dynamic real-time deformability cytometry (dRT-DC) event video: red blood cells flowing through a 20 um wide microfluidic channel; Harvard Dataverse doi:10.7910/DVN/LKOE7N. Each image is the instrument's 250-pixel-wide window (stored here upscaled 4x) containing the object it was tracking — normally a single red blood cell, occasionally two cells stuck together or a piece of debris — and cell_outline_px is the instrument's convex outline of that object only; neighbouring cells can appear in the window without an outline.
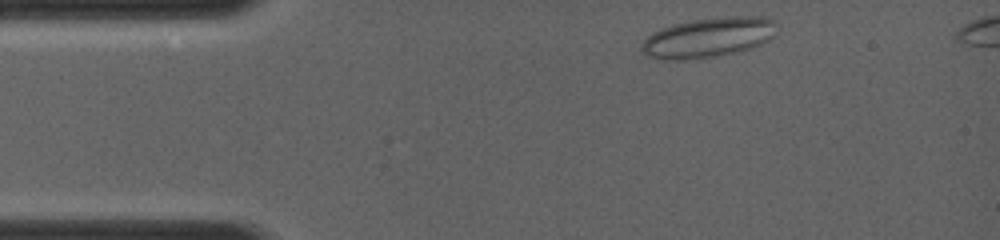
{"species": "common noctule bat (a hibernating species)", "species_latin": "Nyctalus noctula", "temperature_condition": "room temperature", "stored_images_in_passage": 5, "camera_frame_rate_fps": 4000, "um_per_image_px": 0.085, "animal": {"sex": "female", "body_mass_g": 19.0, "forearm_length_mm": 56.7}, "frame": {"image": 1, "passage_image": 1, "time_ms": 0.0, "image_size_px": [1000, 240], "cell_outline_px": [[780, 24], [776, 36], [752, 48], [720, 56], [680, 60], [664, 60], [644, 56], [640, 52], [640, 44], [652, 32], [672, 24], [692, 20], [732, 16], [768, 16], [776, 20]], "centroid_in_image_um": [60.25, 3.18], "position_along_channel_um": 24.7, "area_um2": 32.25}}